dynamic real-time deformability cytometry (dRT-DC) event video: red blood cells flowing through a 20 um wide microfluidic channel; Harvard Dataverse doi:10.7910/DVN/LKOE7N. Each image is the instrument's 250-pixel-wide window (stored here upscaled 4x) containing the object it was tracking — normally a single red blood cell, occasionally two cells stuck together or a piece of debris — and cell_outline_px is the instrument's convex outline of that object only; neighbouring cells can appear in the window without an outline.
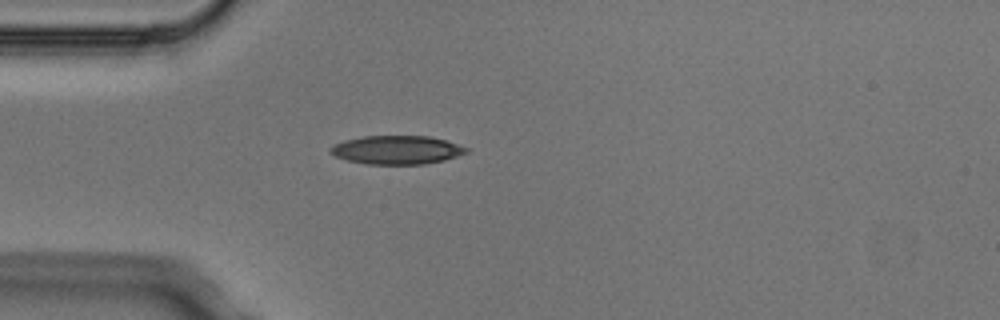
{"species": "Egyptian fruit bat (a non-hibernating species)", "species_latin": "Rousettus aegyptiacus", "temperature_condition": "cold", "stored_images_in_passage": 1, "camera_frame_rate_fps": 3000, "um_per_image_px": 0.085, "animal": {"sex": "male"}, "frame": {"image": 1, "passage_image": 1, "time_ms": 0.0, "image_size_px": [1000, 320], "cell_outline_px": [[468, 152], [444, 160], [424, 164], [368, 164], [348, 160], [336, 156], [328, 152], [328, 148], [332, 144], [344, 140], [364, 136], [428, 136], [444, 140], [468, 148]], "centroid_in_image_um": [33.67, 12.74], "position_along_channel_um": 51.3, "area_um2": 22.54}}